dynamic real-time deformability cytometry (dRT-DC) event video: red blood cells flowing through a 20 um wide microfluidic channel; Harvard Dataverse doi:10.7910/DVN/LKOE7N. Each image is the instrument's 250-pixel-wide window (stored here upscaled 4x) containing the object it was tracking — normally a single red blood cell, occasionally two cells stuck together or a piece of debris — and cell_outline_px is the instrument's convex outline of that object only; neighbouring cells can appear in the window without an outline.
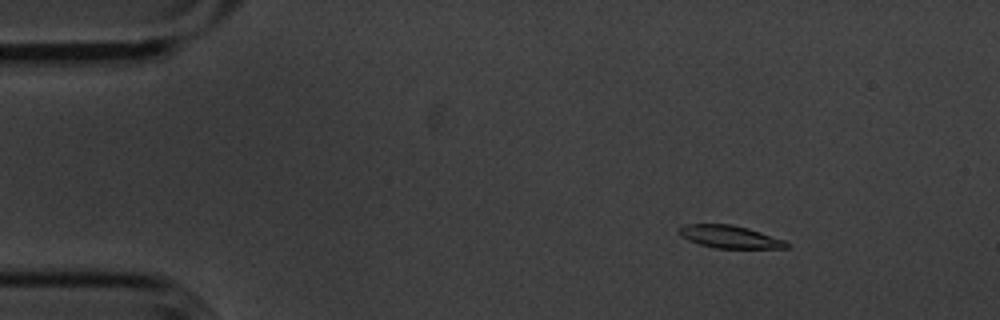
{"species": "common noctule bat (a hibernating species)", "species_latin": "Nyctalus noctula", "temperature_condition": "cold", "stored_images_in_passage": 52, "camera_frame_rate_fps": 3000, "um_per_image_px": 0.085, "animal": {"sex": "male", "body_mass_g": 20.1, "forearm_length_mm": 53.5}, "frame": {"image": 1, "passage_image": 4, "time_ms": 1.0, "image_size_px": [1000, 320], "cell_outline_px": [[788, 248], [716, 248], [700, 244], [688, 240], [680, 236], [680, 228], [684, 224], [732, 224], [748, 228], [784, 240], [788, 244]], "centroid_in_image_um": [62.01, 20.12], "position_along_channel_um": 23.0, "area_um2": 13.99}}
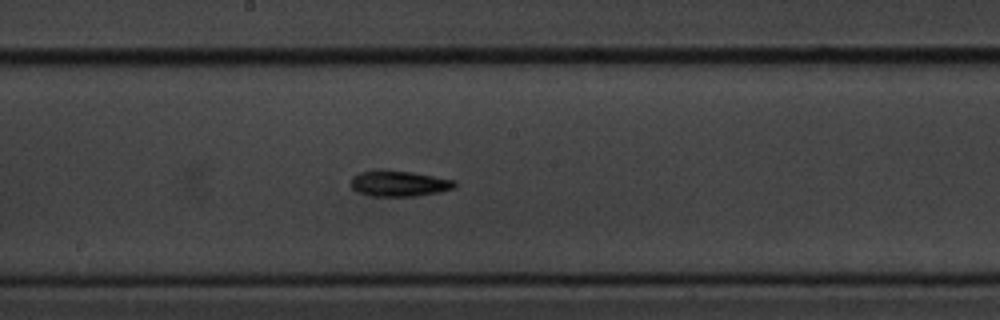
{"frame": {"image": 2, "passage_image": 26, "time_ms": 8.333, "image_size_px": [1000, 320], "cell_outline_px": [[456, 184], [452, 188], [440, 192], [416, 196], [368, 196], [352, 188], [352, 176], [360, 172], [412, 172], [456, 180]], "centroid_in_image_um": [33.96, 15.63], "position_along_channel_um": 214.2, "area_um2": 15.03}}
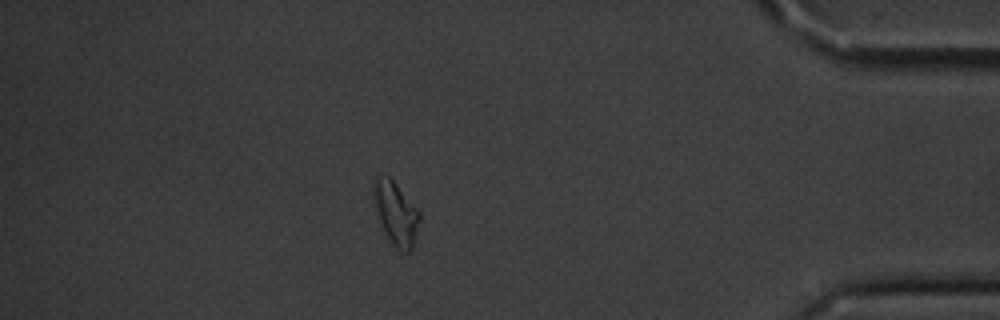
{"frame": {"image": 3, "passage_image": 45, "time_ms": 14.667, "image_size_px": [1000, 320], "cell_outline_px": [[420, 220], [412, 248], [408, 252], [404, 252], [396, 248], [384, 232], [376, 212], [372, 200], [372, 176], [388, 176], [396, 184], [420, 212]], "centroid_in_image_um": [33.6, 18.09], "position_along_channel_um": 401.6, "area_um2": 16.99}, "authors_computed_cell_mechanics": {"area_um2": 14.739, "velocity_mm_per_s": 3.5911, "shape_relaxation_time_tau1_ms": 6.3296, "shape_relaxation_time_tau2_ms": 10.9778, "deformation_change_tau1": 0.1782, "deformation_change_tau2": 0.2285}}